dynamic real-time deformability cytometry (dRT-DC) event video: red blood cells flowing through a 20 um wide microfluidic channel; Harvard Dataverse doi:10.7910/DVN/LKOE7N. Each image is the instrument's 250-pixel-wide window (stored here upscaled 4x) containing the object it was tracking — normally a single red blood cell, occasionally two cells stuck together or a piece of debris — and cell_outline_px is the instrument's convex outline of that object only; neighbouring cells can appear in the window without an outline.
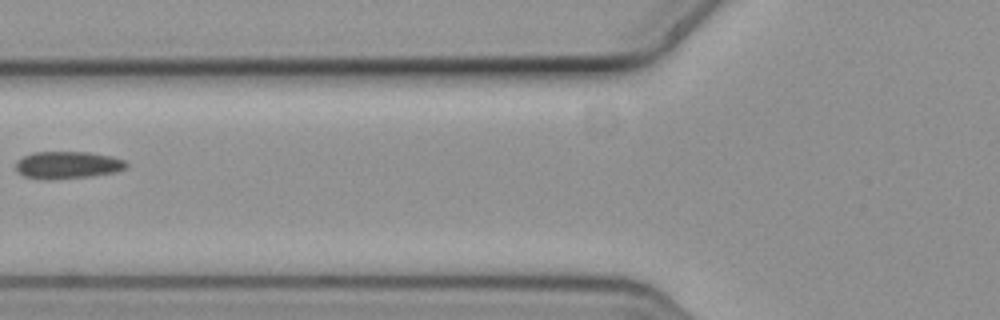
{"species": "common noctule bat (a hibernating species)", "species_latin": "Nyctalus noctula", "temperature_condition": "cold", "stored_images_in_passage": 6, "camera_frame_rate_fps": 3000, "um_per_image_px": 0.085, "animal": {"sex": "female", "body_mass_g": 19.3, "forearm_length_mm": 54.1}, "frame": {"image": 1, "passage_image": 6, "time_ms": 1.667, "image_size_px": [1000, 320], "cell_outline_px": [[128, 168], [116, 172], [92, 176], [24, 176], [16, 168], [16, 160], [32, 152], [88, 152], [112, 156], [124, 160], [128, 164]], "centroid_in_image_um": [5.84, 13.96], "position_along_channel_um": 120.0, "area_um2": 16.7}}